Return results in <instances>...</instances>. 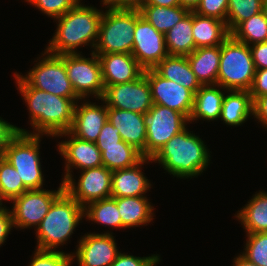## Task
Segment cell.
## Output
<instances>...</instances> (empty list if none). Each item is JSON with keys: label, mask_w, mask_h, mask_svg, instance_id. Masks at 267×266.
Returning a JSON list of instances; mask_svg holds the SVG:
<instances>
[{"label": "cell", "mask_w": 267, "mask_h": 266, "mask_svg": "<svg viewBox=\"0 0 267 266\" xmlns=\"http://www.w3.org/2000/svg\"><path fill=\"white\" fill-rule=\"evenodd\" d=\"M14 76L17 90L27 104L30 125L33 128V132L22 129V133L56 137L70 130L76 105L73 99L33 88L20 76V73L15 72Z\"/></svg>", "instance_id": "cell-1"}, {"label": "cell", "mask_w": 267, "mask_h": 266, "mask_svg": "<svg viewBox=\"0 0 267 266\" xmlns=\"http://www.w3.org/2000/svg\"><path fill=\"white\" fill-rule=\"evenodd\" d=\"M104 10L79 2L63 16L55 19L57 27L46 51L53 55L82 53L77 48L89 46L92 52L98 40Z\"/></svg>", "instance_id": "cell-2"}, {"label": "cell", "mask_w": 267, "mask_h": 266, "mask_svg": "<svg viewBox=\"0 0 267 266\" xmlns=\"http://www.w3.org/2000/svg\"><path fill=\"white\" fill-rule=\"evenodd\" d=\"M186 127L151 158L176 178L198 177L210 165V150L200 136ZM192 132V133H191Z\"/></svg>", "instance_id": "cell-3"}, {"label": "cell", "mask_w": 267, "mask_h": 266, "mask_svg": "<svg viewBox=\"0 0 267 266\" xmlns=\"http://www.w3.org/2000/svg\"><path fill=\"white\" fill-rule=\"evenodd\" d=\"M83 217L84 207L64 190L35 229L36 249L57 251L56 248L66 245Z\"/></svg>", "instance_id": "cell-4"}, {"label": "cell", "mask_w": 267, "mask_h": 266, "mask_svg": "<svg viewBox=\"0 0 267 266\" xmlns=\"http://www.w3.org/2000/svg\"><path fill=\"white\" fill-rule=\"evenodd\" d=\"M255 70L250 47L230 35L221 44L217 84L225 90L249 91Z\"/></svg>", "instance_id": "cell-5"}, {"label": "cell", "mask_w": 267, "mask_h": 266, "mask_svg": "<svg viewBox=\"0 0 267 266\" xmlns=\"http://www.w3.org/2000/svg\"><path fill=\"white\" fill-rule=\"evenodd\" d=\"M108 9V10H107ZM103 11L98 40L93 52L96 54L132 53L136 21L141 17L137 10Z\"/></svg>", "instance_id": "cell-6"}, {"label": "cell", "mask_w": 267, "mask_h": 266, "mask_svg": "<svg viewBox=\"0 0 267 266\" xmlns=\"http://www.w3.org/2000/svg\"><path fill=\"white\" fill-rule=\"evenodd\" d=\"M42 135L19 132L4 150L5 159L16 169L23 184L29 189H43L44 174L40 157Z\"/></svg>", "instance_id": "cell-7"}, {"label": "cell", "mask_w": 267, "mask_h": 266, "mask_svg": "<svg viewBox=\"0 0 267 266\" xmlns=\"http://www.w3.org/2000/svg\"><path fill=\"white\" fill-rule=\"evenodd\" d=\"M37 58L38 62L26 75L20 76L33 88L59 97L81 100L74 92L66 73L65 54L53 55L46 50ZM41 58V59H40Z\"/></svg>", "instance_id": "cell-8"}, {"label": "cell", "mask_w": 267, "mask_h": 266, "mask_svg": "<svg viewBox=\"0 0 267 266\" xmlns=\"http://www.w3.org/2000/svg\"><path fill=\"white\" fill-rule=\"evenodd\" d=\"M90 55V58H86L81 53L65 54L66 73L80 99L92 96L99 101L105 91L101 64L95 52L91 51Z\"/></svg>", "instance_id": "cell-9"}, {"label": "cell", "mask_w": 267, "mask_h": 266, "mask_svg": "<svg viewBox=\"0 0 267 266\" xmlns=\"http://www.w3.org/2000/svg\"><path fill=\"white\" fill-rule=\"evenodd\" d=\"M189 124L182 113L168 107L153 104L146 114L145 158H152L174 135Z\"/></svg>", "instance_id": "cell-10"}, {"label": "cell", "mask_w": 267, "mask_h": 266, "mask_svg": "<svg viewBox=\"0 0 267 266\" xmlns=\"http://www.w3.org/2000/svg\"><path fill=\"white\" fill-rule=\"evenodd\" d=\"M59 185L57 190H27L11 200L13 206L10 212L14 228L21 230L33 226L36 229L48 213L54 200L65 190L62 181Z\"/></svg>", "instance_id": "cell-11"}, {"label": "cell", "mask_w": 267, "mask_h": 266, "mask_svg": "<svg viewBox=\"0 0 267 266\" xmlns=\"http://www.w3.org/2000/svg\"><path fill=\"white\" fill-rule=\"evenodd\" d=\"M102 100L108 108L147 114L153 106L149 82L144 73L136 80L107 86Z\"/></svg>", "instance_id": "cell-12"}, {"label": "cell", "mask_w": 267, "mask_h": 266, "mask_svg": "<svg viewBox=\"0 0 267 266\" xmlns=\"http://www.w3.org/2000/svg\"><path fill=\"white\" fill-rule=\"evenodd\" d=\"M78 182L73 177L64 182L65 191L81 206L111 197L112 171L105 166L81 170Z\"/></svg>", "instance_id": "cell-13"}, {"label": "cell", "mask_w": 267, "mask_h": 266, "mask_svg": "<svg viewBox=\"0 0 267 266\" xmlns=\"http://www.w3.org/2000/svg\"><path fill=\"white\" fill-rule=\"evenodd\" d=\"M143 73L149 82L153 104L168 107L190 118L195 95L191 90L163 78L154 69H146Z\"/></svg>", "instance_id": "cell-14"}, {"label": "cell", "mask_w": 267, "mask_h": 266, "mask_svg": "<svg viewBox=\"0 0 267 266\" xmlns=\"http://www.w3.org/2000/svg\"><path fill=\"white\" fill-rule=\"evenodd\" d=\"M68 137L67 140L59 141L57 151L65 160V172L62 182L73 177L72 170H86L103 166L101 151L93 142L85 141L73 136L69 131L62 132L57 137Z\"/></svg>", "instance_id": "cell-15"}, {"label": "cell", "mask_w": 267, "mask_h": 266, "mask_svg": "<svg viewBox=\"0 0 267 266\" xmlns=\"http://www.w3.org/2000/svg\"><path fill=\"white\" fill-rule=\"evenodd\" d=\"M113 232L87 233L80 237L72 254L73 261L76 259L78 266H110L118 253Z\"/></svg>", "instance_id": "cell-16"}, {"label": "cell", "mask_w": 267, "mask_h": 266, "mask_svg": "<svg viewBox=\"0 0 267 266\" xmlns=\"http://www.w3.org/2000/svg\"><path fill=\"white\" fill-rule=\"evenodd\" d=\"M144 69H153L167 55L165 34L157 31L142 16L136 21L131 53Z\"/></svg>", "instance_id": "cell-17"}, {"label": "cell", "mask_w": 267, "mask_h": 266, "mask_svg": "<svg viewBox=\"0 0 267 266\" xmlns=\"http://www.w3.org/2000/svg\"><path fill=\"white\" fill-rule=\"evenodd\" d=\"M80 101V104H78V101L76 102L69 132L79 139L95 143L107 121L108 107L102 99L101 102L103 103L101 105L86 99L83 102L82 99Z\"/></svg>", "instance_id": "cell-18"}, {"label": "cell", "mask_w": 267, "mask_h": 266, "mask_svg": "<svg viewBox=\"0 0 267 266\" xmlns=\"http://www.w3.org/2000/svg\"><path fill=\"white\" fill-rule=\"evenodd\" d=\"M102 71L104 87L122 84L138 79L144 69L132 54L108 53L97 54Z\"/></svg>", "instance_id": "cell-19"}, {"label": "cell", "mask_w": 267, "mask_h": 266, "mask_svg": "<svg viewBox=\"0 0 267 266\" xmlns=\"http://www.w3.org/2000/svg\"><path fill=\"white\" fill-rule=\"evenodd\" d=\"M107 120L118 129L121 139L134 146L145 158L146 115L128 110L108 108Z\"/></svg>", "instance_id": "cell-20"}, {"label": "cell", "mask_w": 267, "mask_h": 266, "mask_svg": "<svg viewBox=\"0 0 267 266\" xmlns=\"http://www.w3.org/2000/svg\"><path fill=\"white\" fill-rule=\"evenodd\" d=\"M152 163L151 158H143L135 166L112 172L111 197L144 196L152 184L142 172V166Z\"/></svg>", "instance_id": "cell-21"}, {"label": "cell", "mask_w": 267, "mask_h": 266, "mask_svg": "<svg viewBox=\"0 0 267 266\" xmlns=\"http://www.w3.org/2000/svg\"><path fill=\"white\" fill-rule=\"evenodd\" d=\"M227 91L218 84L202 85L194 95V104L189 123L199 121V119L208 122L218 120L221 114L223 99Z\"/></svg>", "instance_id": "cell-22"}, {"label": "cell", "mask_w": 267, "mask_h": 266, "mask_svg": "<svg viewBox=\"0 0 267 266\" xmlns=\"http://www.w3.org/2000/svg\"><path fill=\"white\" fill-rule=\"evenodd\" d=\"M221 45L196 48L187 56L192 72L201 85L217 84Z\"/></svg>", "instance_id": "cell-23"}, {"label": "cell", "mask_w": 267, "mask_h": 266, "mask_svg": "<svg viewBox=\"0 0 267 266\" xmlns=\"http://www.w3.org/2000/svg\"><path fill=\"white\" fill-rule=\"evenodd\" d=\"M192 35L196 49L221 45L231 33L226 22L192 11Z\"/></svg>", "instance_id": "cell-24"}, {"label": "cell", "mask_w": 267, "mask_h": 266, "mask_svg": "<svg viewBox=\"0 0 267 266\" xmlns=\"http://www.w3.org/2000/svg\"><path fill=\"white\" fill-rule=\"evenodd\" d=\"M122 219V228L146 226L154 219V207L147 196L112 197Z\"/></svg>", "instance_id": "cell-25"}, {"label": "cell", "mask_w": 267, "mask_h": 266, "mask_svg": "<svg viewBox=\"0 0 267 266\" xmlns=\"http://www.w3.org/2000/svg\"><path fill=\"white\" fill-rule=\"evenodd\" d=\"M153 69L163 78L182 85L194 94L202 86L192 72L187 56L167 55Z\"/></svg>", "instance_id": "cell-26"}, {"label": "cell", "mask_w": 267, "mask_h": 266, "mask_svg": "<svg viewBox=\"0 0 267 266\" xmlns=\"http://www.w3.org/2000/svg\"><path fill=\"white\" fill-rule=\"evenodd\" d=\"M253 116V100L249 91L228 90L225 93L220 118L226 125L238 127Z\"/></svg>", "instance_id": "cell-27"}, {"label": "cell", "mask_w": 267, "mask_h": 266, "mask_svg": "<svg viewBox=\"0 0 267 266\" xmlns=\"http://www.w3.org/2000/svg\"><path fill=\"white\" fill-rule=\"evenodd\" d=\"M236 214L246 234L267 232V192H256Z\"/></svg>", "instance_id": "cell-28"}, {"label": "cell", "mask_w": 267, "mask_h": 266, "mask_svg": "<svg viewBox=\"0 0 267 266\" xmlns=\"http://www.w3.org/2000/svg\"><path fill=\"white\" fill-rule=\"evenodd\" d=\"M168 55L188 56L195 50L192 35V11L165 33Z\"/></svg>", "instance_id": "cell-29"}, {"label": "cell", "mask_w": 267, "mask_h": 266, "mask_svg": "<svg viewBox=\"0 0 267 266\" xmlns=\"http://www.w3.org/2000/svg\"><path fill=\"white\" fill-rule=\"evenodd\" d=\"M139 12L157 31L165 34L190 11L180 5L174 7L143 5Z\"/></svg>", "instance_id": "cell-30"}, {"label": "cell", "mask_w": 267, "mask_h": 266, "mask_svg": "<svg viewBox=\"0 0 267 266\" xmlns=\"http://www.w3.org/2000/svg\"><path fill=\"white\" fill-rule=\"evenodd\" d=\"M97 148L101 151L103 166L112 172L135 166L144 158L139 150L123 140L120 146H97Z\"/></svg>", "instance_id": "cell-31"}, {"label": "cell", "mask_w": 267, "mask_h": 266, "mask_svg": "<svg viewBox=\"0 0 267 266\" xmlns=\"http://www.w3.org/2000/svg\"><path fill=\"white\" fill-rule=\"evenodd\" d=\"M84 218L109 228L122 229V219L116 201L110 197L88 203L84 207Z\"/></svg>", "instance_id": "cell-32"}, {"label": "cell", "mask_w": 267, "mask_h": 266, "mask_svg": "<svg viewBox=\"0 0 267 266\" xmlns=\"http://www.w3.org/2000/svg\"><path fill=\"white\" fill-rule=\"evenodd\" d=\"M231 35L248 46L267 41V15L263 10L241 22Z\"/></svg>", "instance_id": "cell-33"}, {"label": "cell", "mask_w": 267, "mask_h": 266, "mask_svg": "<svg viewBox=\"0 0 267 266\" xmlns=\"http://www.w3.org/2000/svg\"><path fill=\"white\" fill-rule=\"evenodd\" d=\"M263 10L264 0H228L226 25L229 32Z\"/></svg>", "instance_id": "cell-34"}, {"label": "cell", "mask_w": 267, "mask_h": 266, "mask_svg": "<svg viewBox=\"0 0 267 266\" xmlns=\"http://www.w3.org/2000/svg\"><path fill=\"white\" fill-rule=\"evenodd\" d=\"M27 190L16 169L4 158L0 164V196L11 201Z\"/></svg>", "instance_id": "cell-35"}, {"label": "cell", "mask_w": 267, "mask_h": 266, "mask_svg": "<svg viewBox=\"0 0 267 266\" xmlns=\"http://www.w3.org/2000/svg\"><path fill=\"white\" fill-rule=\"evenodd\" d=\"M241 255L257 266H267V232L246 234Z\"/></svg>", "instance_id": "cell-36"}, {"label": "cell", "mask_w": 267, "mask_h": 266, "mask_svg": "<svg viewBox=\"0 0 267 266\" xmlns=\"http://www.w3.org/2000/svg\"><path fill=\"white\" fill-rule=\"evenodd\" d=\"M46 16L57 19L82 0H25Z\"/></svg>", "instance_id": "cell-37"}, {"label": "cell", "mask_w": 267, "mask_h": 266, "mask_svg": "<svg viewBox=\"0 0 267 266\" xmlns=\"http://www.w3.org/2000/svg\"><path fill=\"white\" fill-rule=\"evenodd\" d=\"M32 261L28 266H71L72 254L65 251H42L35 249Z\"/></svg>", "instance_id": "cell-38"}, {"label": "cell", "mask_w": 267, "mask_h": 266, "mask_svg": "<svg viewBox=\"0 0 267 266\" xmlns=\"http://www.w3.org/2000/svg\"><path fill=\"white\" fill-rule=\"evenodd\" d=\"M228 0H201L195 13L226 22Z\"/></svg>", "instance_id": "cell-39"}, {"label": "cell", "mask_w": 267, "mask_h": 266, "mask_svg": "<svg viewBox=\"0 0 267 266\" xmlns=\"http://www.w3.org/2000/svg\"><path fill=\"white\" fill-rule=\"evenodd\" d=\"M160 260L159 254H153L147 257H136L120 251L115 261L110 266H157Z\"/></svg>", "instance_id": "cell-40"}, {"label": "cell", "mask_w": 267, "mask_h": 266, "mask_svg": "<svg viewBox=\"0 0 267 266\" xmlns=\"http://www.w3.org/2000/svg\"><path fill=\"white\" fill-rule=\"evenodd\" d=\"M122 141L119 131L108 120L103 125L98 139L96 140V146H120Z\"/></svg>", "instance_id": "cell-41"}, {"label": "cell", "mask_w": 267, "mask_h": 266, "mask_svg": "<svg viewBox=\"0 0 267 266\" xmlns=\"http://www.w3.org/2000/svg\"><path fill=\"white\" fill-rule=\"evenodd\" d=\"M249 93L253 102L260 96L267 94V69H256Z\"/></svg>", "instance_id": "cell-42"}, {"label": "cell", "mask_w": 267, "mask_h": 266, "mask_svg": "<svg viewBox=\"0 0 267 266\" xmlns=\"http://www.w3.org/2000/svg\"><path fill=\"white\" fill-rule=\"evenodd\" d=\"M250 47L255 69H267V41Z\"/></svg>", "instance_id": "cell-43"}, {"label": "cell", "mask_w": 267, "mask_h": 266, "mask_svg": "<svg viewBox=\"0 0 267 266\" xmlns=\"http://www.w3.org/2000/svg\"><path fill=\"white\" fill-rule=\"evenodd\" d=\"M102 5L106 8L117 10H137L139 11L144 5L145 0H101Z\"/></svg>", "instance_id": "cell-44"}, {"label": "cell", "mask_w": 267, "mask_h": 266, "mask_svg": "<svg viewBox=\"0 0 267 266\" xmlns=\"http://www.w3.org/2000/svg\"><path fill=\"white\" fill-rule=\"evenodd\" d=\"M19 132L22 133V128L12 125L0 117V148H6Z\"/></svg>", "instance_id": "cell-45"}, {"label": "cell", "mask_w": 267, "mask_h": 266, "mask_svg": "<svg viewBox=\"0 0 267 266\" xmlns=\"http://www.w3.org/2000/svg\"><path fill=\"white\" fill-rule=\"evenodd\" d=\"M253 117L267 130V94L258 97L253 102Z\"/></svg>", "instance_id": "cell-46"}, {"label": "cell", "mask_w": 267, "mask_h": 266, "mask_svg": "<svg viewBox=\"0 0 267 266\" xmlns=\"http://www.w3.org/2000/svg\"><path fill=\"white\" fill-rule=\"evenodd\" d=\"M14 227L10 208L0 214V247L6 242L8 234Z\"/></svg>", "instance_id": "cell-47"}, {"label": "cell", "mask_w": 267, "mask_h": 266, "mask_svg": "<svg viewBox=\"0 0 267 266\" xmlns=\"http://www.w3.org/2000/svg\"><path fill=\"white\" fill-rule=\"evenodd\" d=\"M144 5H156L164 7H174L179 6V0H145Z\"/></svg>", "instance_id": "cell-48"}, {"label": "cell", "mask_w": 267, "mask_h": 266, "mask_svg": "<svg viewBox=\"0 0 267 266\" xmlns=\"http://www.w3.org/2000/svg\"><path fill=\"white\" fill-rule=\"evenodd\" d=\"M201 0H179L180 6L188 9L190 12L195 11L199 6Z\"/></svg>", "instance_id": "cell-49"}, {"label": "cell", "mask_w": 267, "mask_h": 266, "mask_svg": "<svg viewBox=\"0 0 267 266\" xmlns=\"http://www.w3.org/2000/svg\"><path fill=\"white\" fill-rule=\"evenodd\" d=\"M233 266H257V265L248 261L241 254H239L238 256L234 257Z\"/></svg>", "instance_id": "cell-50"}, {"label": "cell", "mask_w": 267, "mask_h": 266, "mask_svg": "<svg viewBox=\"0 0 267 266\" xmlns=\"http://www.w3.org/2000/svg\"><path fill=\"white\" fill-rule=\"evenodd\" d=\"M3 201H5L1 196H0V214L7 208L5 205H3Z\"/></svg>", "instance_id": "cell-51"}, {"label": "cell", "mask_w": 267, "mask_h": 266, "mask_svg": "<svg viewBox=\"0 0 267 266\" xmlns=\"http://www.w3.org/2000/svg\"><path fill=\"white\" fill-rule=\"evenodd\" d=\"M4 150H5V148H0V164L5 158Z\"/></svg>", "instance_id": "cell-52"}, {"label": "cell", "mask_w": 267, "mask_h": 266, "mask_svg": "<svg viewBox=\"0 0 267 266\" xmlns=\"http://www.w3.org/2000/svg\"><path fill=\"white\" fill-rule=\"evenodd\" d=\"M264 11L266 12L267 15V0H264Z\"/></svg>", "instance_id": "cell-53"}]
</instances>
